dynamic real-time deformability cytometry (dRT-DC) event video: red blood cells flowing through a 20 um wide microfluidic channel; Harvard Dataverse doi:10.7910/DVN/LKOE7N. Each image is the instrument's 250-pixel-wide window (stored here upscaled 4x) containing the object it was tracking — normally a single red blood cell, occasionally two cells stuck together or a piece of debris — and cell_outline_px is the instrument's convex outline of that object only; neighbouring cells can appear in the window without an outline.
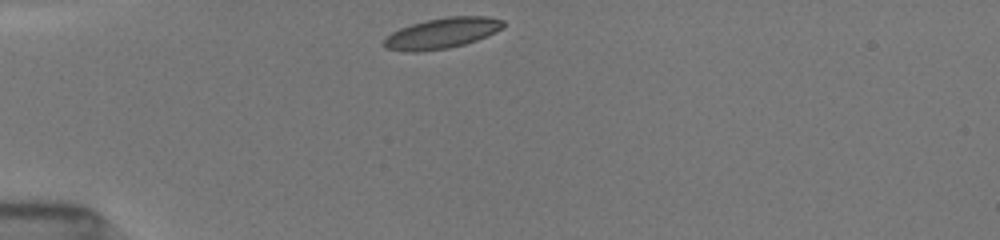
{"species": "common noctule bat (a hibernating species)", "species_latin": "Nyctalus noctula", "temperature_condition": "room temperature", "stored_images_in_passage": 2, "camera_frame_rate_fps": 3000, "um_per_image_px": 0.085, "animal": {"sex": "female", "body_mass_g": 19.5, "forearm_length_mm": 54.1}, "frame": {"image": 1, "passage_image": 1, "time_ms": 0.0, "image_size_px": [1000, 240], "cell_outline_px": [[504, 28], [496, 32], [476, 40], [464, 44], [448, 48], [420, 52], [408, 52], [384, 48], [380, 44], [392, 32], [400, 28], [412, 24], [428, 20], [448, 16], [488, 16], [504, 20]], "centroid_in_image_um": [37.56, 2.83], "position_along_channel_um": 47.4, "area_um2": 21.39}}